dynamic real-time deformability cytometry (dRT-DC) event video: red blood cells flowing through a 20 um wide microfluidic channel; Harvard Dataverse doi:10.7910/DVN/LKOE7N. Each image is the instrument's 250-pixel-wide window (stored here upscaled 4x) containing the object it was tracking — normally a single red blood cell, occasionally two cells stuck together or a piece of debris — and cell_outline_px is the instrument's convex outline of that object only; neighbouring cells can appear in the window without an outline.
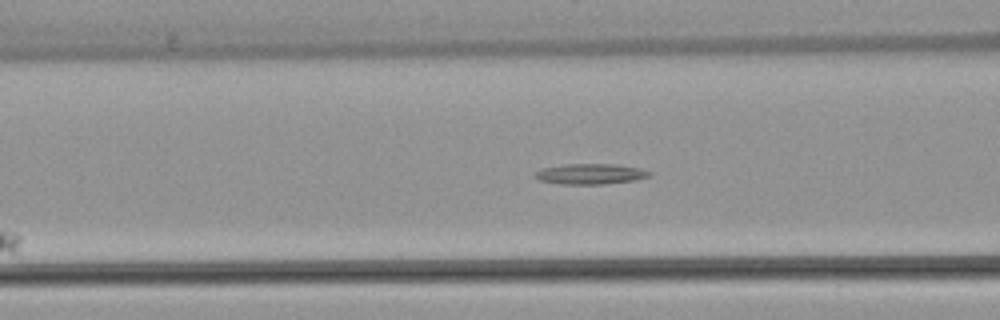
{"species": "common noctule bat (a hibernating species)", "species_latin": "Nyctalus noctula", "temperature_condition": "warm", "stored_images_in_passage": 4, "camera_frame_rate_fps": 3000, "um_per_image_px": 0.085, "animal": {"sex": "female", "body_mass_g": 22.7, "forearm_length_mm": 54.2}, "frame": {"image": 1, "passage_image": 4, "time_ms": 3.667, "image_size_px": [1000, 320], "cell_outline_px": [[652, 176], [636, 180], [604, 184], [560, 184], [540, 180], [532, 176], [540, 168], [564, 164], [616, 164], [640, 168], [652, 172]], "centroid_in_image_um": [50.2, 14.78], "position_along_channel_um": 116.4, "area_um2": 13.87}}